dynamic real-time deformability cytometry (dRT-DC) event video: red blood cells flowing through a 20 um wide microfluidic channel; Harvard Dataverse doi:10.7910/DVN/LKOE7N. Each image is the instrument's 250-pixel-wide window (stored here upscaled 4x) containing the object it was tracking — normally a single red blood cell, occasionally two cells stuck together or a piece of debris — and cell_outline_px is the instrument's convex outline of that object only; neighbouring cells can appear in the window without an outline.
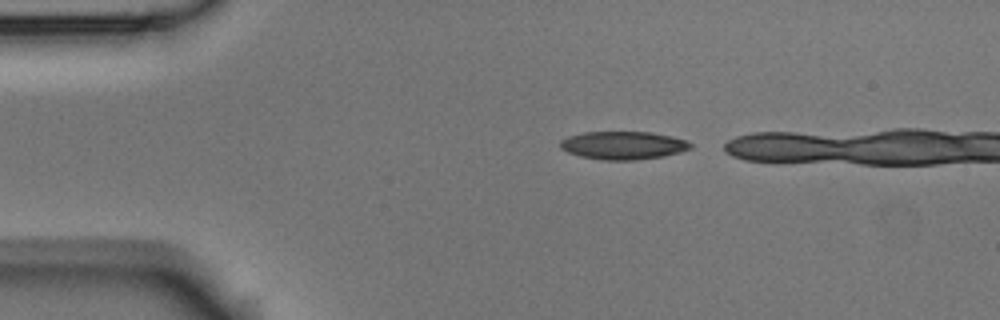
{"species": "Egyptian fruit bat (a non-hibernating species)", "species_latin": "Rousettus aegyptiacus", "temperature_condition": "room temperature", "stored_images_in_passage": 3, "camera_frame_rate_fps": 3000, "um_per_image_px": 0.085, "animal": {"sex": "male"}, "frame": {"image": 1, "passage_image": 1, "time_ms": 0.0, "image_size_px": [1000, 320], "cell_outline_px": [[692, 148], [680, 152], [664, 156], [636, 160], [600, 160], [580, 156], [568, 152], [560, 148], [560, 140], [568, 136], [584, 132], [652, 132], [672, 136], [684, 140], [692, 144]], "centroid_in_image_um": [52.96, 12.36], "position_along_channel_um": 32.0, "area_um2": 21.39}}